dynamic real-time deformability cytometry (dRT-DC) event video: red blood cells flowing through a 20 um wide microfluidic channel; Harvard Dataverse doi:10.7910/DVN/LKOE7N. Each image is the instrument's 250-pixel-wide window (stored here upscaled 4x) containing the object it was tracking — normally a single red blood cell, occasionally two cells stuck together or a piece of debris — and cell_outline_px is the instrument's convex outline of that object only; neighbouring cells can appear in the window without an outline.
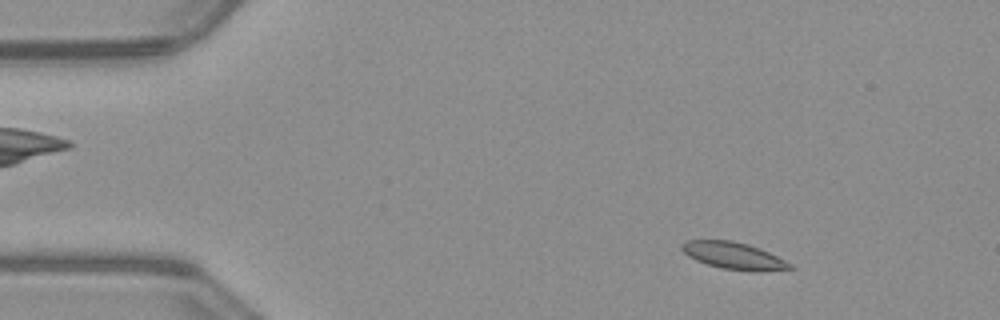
{"species": "common noctule bat (a hibernating species)", "species_latin": "Nyctalus noctula", "temperature_condition": "warm", "stored_images_in_passage": 51, "camera_frame_rate_fps": 3000, "um_per_image_px": 0.085, "animal": {"sex": "male", "body_mass_g": 23.1, "forearm_length_mm": 52.7}, "frame": {"image": 1, "passage_image": 6, "time_ms": 1.667, "image_size_px": [1000, 320], "cell_outline_px": [[796, 268], [756, 272], [752, 272], [720, 268], [696, 260], [688, 256], [680, 248], [680, 244], [684, 240], [732, 240], [748, 244], [760, 248], [792, 264]], "centroid_in_image_um": [62.35, 21.73], "position_along_channel_um": 22.7, "area_um2": 17.17}}
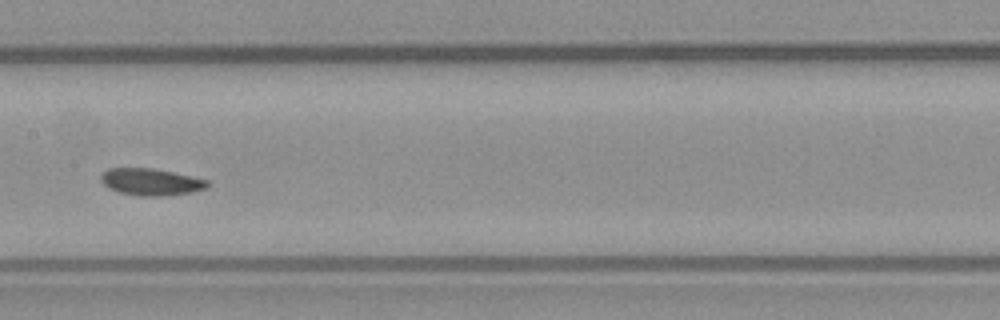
{"frame": {"image": 2, "passage_image": 25, "time_ms": 8.0, "image_size_px": [1000, 320], "cell_outline_px": [[208, 188], [192, 192], [160, 196], [140, 196], [116, 192], [108, 188], [100, 180], [100, 176], [108, 168], [152, 168], [172, 172], [208, 180]], "centroid_in_image_um": [12.8, 15.47], "position_along_channel_um": 194.6, "area_um2": 16.7}}
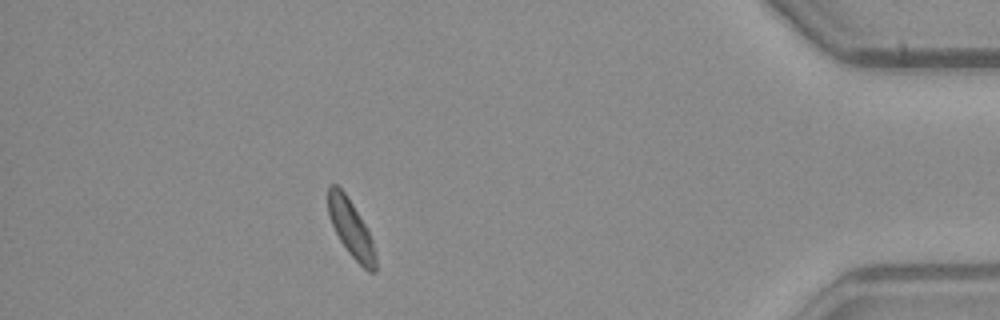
{"frame": {"image": 3, "passage_image": 45, "time_ms": 14.667, "image_size_px": [1000, 320], "cell_outline_px": [[376, 272], [368, 272], [348, 252], [340, 240], [328, 216], [328, 184], [336, 184], [344, 192], [352, 204], [364, 224], [372, 240], [376, 256]], "centroid_in_image_um": [29.82, 19.42], "position_along_channel_um": 405.4, "area_um2": 15.49}}